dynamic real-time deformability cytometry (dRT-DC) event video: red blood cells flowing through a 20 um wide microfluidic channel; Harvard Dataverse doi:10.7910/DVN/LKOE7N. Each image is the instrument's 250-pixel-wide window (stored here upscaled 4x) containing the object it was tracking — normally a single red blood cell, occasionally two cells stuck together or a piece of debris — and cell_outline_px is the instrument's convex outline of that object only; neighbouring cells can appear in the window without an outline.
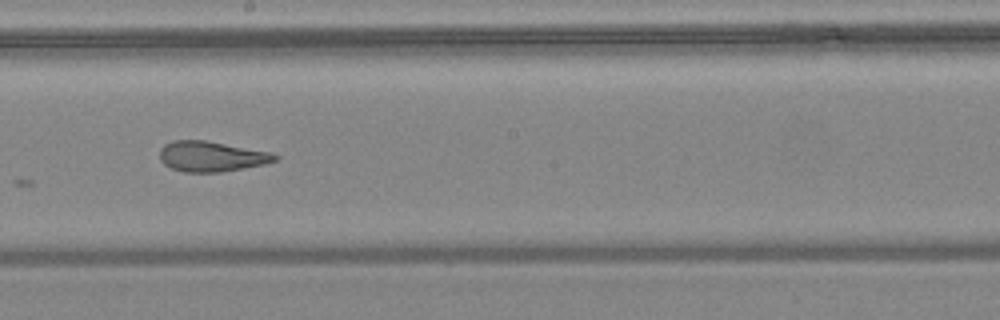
{"species": "common noctule bat (a hibernating species)", "species_latin": "Nyctalus noctula", "temperature_condition": "warm", "stored_images_in_passage": 8, "camera_frame_rate_fps": 3000, "um_per_image_px": 0.085, "animal": {"sex": "female", "body_mass_g": 24.6, "forearm_length_mm": 56.2}, "frame": {"image": 1, "passage_image": 7, "time_ms": 8.333, "image_size_px": [1000, 320], "cell_outline_px": [[280, 156], [276, 160], [264, 164], [244, 168], [220, 172], [184, 172], [172, 168], [164, 164], [160, 160], [160, 148], [164, 144], [172, 140], [204, 140], [272, 152]], "centroid_in_image_um": [17.97, 13.29], "position_along_channel_um": 230.2, "area_um2": 20.4}}